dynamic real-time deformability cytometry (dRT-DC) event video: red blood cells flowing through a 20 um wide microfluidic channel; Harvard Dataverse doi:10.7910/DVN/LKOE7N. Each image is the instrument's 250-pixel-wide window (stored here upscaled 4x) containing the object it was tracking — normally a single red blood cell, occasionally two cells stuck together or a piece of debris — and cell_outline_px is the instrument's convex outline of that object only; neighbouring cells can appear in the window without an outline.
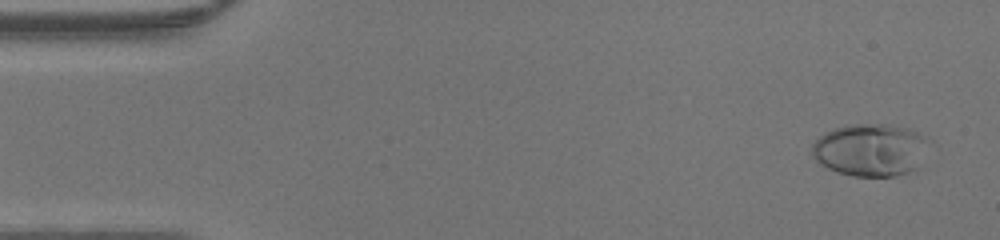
{"species": "human", "species_latin": "Homo sapiens", "temperature_condition": "warm", "stored_images_in_passage": 47, "camera_frame_rate_fps": 3000, "um_per_image_px": 0.085, "donor": {"sex": "male"}, "frame": {"image": 1, "passage_image": 3, "time_ms": 0.667, "image_size_px": [1000, 240], "cell_outline_px": [[924, 140], [916, 168], [908, 172], [896, 176], [852, 176], [836, 172], [820, 164], [812, 156], [812, 144], [824, 132], [832, 128], [848, 124], [888, 124], [908, 128], [924, 136]], "centroid_in_image_um": [73.86, 12.73], "position_along_channel_um": 11.1, "area_um2": 35.2}}
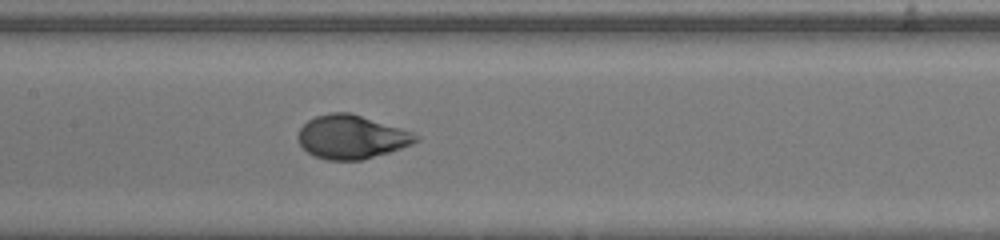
{"frame": {"image": 2, "passage_image": 23, "time_ms": 7.333, "image_size_px": [1000, 240], "cell_outline_px": [[420, 140], [412, 144], [388, 152], [360, 160], [328, 160], [316, 156], [308, 152], [300, 144], [296, 136], [300, 128], [308, 120], [316, 116], [328, 112], [348, 112], [400, 128], [412, 132], [420, 136]], "centroid_in_image_um": [29.86, 11.63], "position_along_channel_um": 177.5, "area_um2": 29.65}}
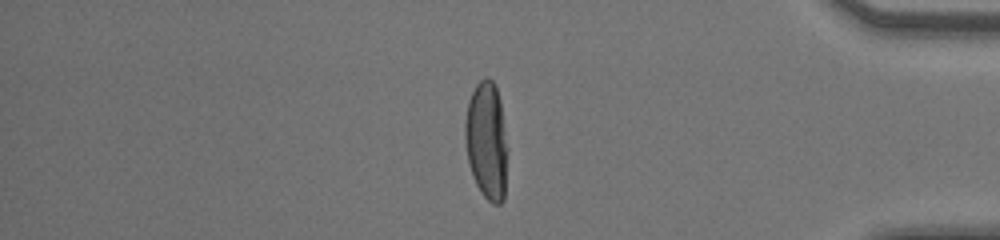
{"frame": {"image": 3, "passage_image": 40, "time_ms": 13.0, "image_size_px": [1000, 240], "cell_outline_px": [[508, 148], [504, 200], [500, 204], [492, 204], [480, 192], [472, 176], [468, 160], [464, 140], [464, 124], [468, 100], [476, 84], [484, 76], [488, 76], [496, 84], [500, 100]], "centroid_in_image_um": [41.37, 11.95], "position_along_channel_um": 393.8, "area_um2": 29.82}}